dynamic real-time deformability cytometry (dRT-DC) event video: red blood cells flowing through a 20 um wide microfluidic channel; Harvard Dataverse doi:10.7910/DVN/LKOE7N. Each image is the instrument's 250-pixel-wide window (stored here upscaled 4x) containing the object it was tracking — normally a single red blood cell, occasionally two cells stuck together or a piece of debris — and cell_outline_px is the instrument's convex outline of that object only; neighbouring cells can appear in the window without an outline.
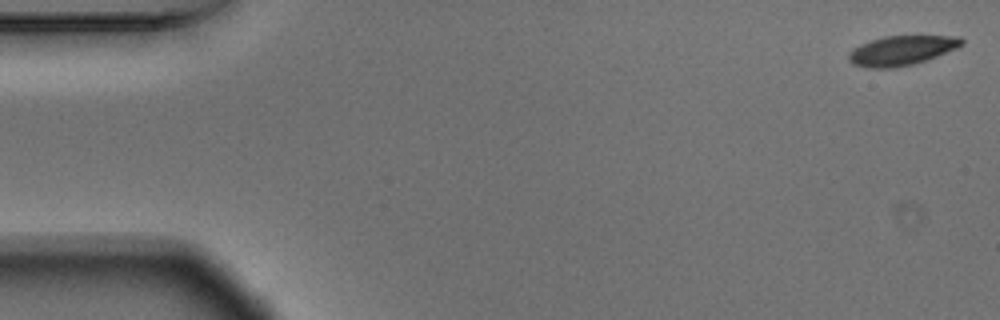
{"species": "Egyptian fruit bat (a non-hibernating species)", "species_latin": "Rousettus aegyptiacus", "temperature_condition": "warm", "stored_images_in_passage": 54, "camera_frame_rate_fps": 3000, "um_per_image_px": 0.085, "animal": {"sex": "male"}, "frame": {"image": 1, "passage_image": 1, "time_ms": 0.0, "image_size_px": [1000, 320], "cell_outline_px": [[964, 44], [956, 48], [936, 56], [912, 64], [896, 68], [868, 68], [852, 64], [848, 60], [848, 52], [852, 48], [860, 44], [884, 36], [960, 36], [964, 40]], "centroid_in_image_um": [76.59, 4.29], "position_along_channel_um": 8.4, "area_um2": 19.48}}
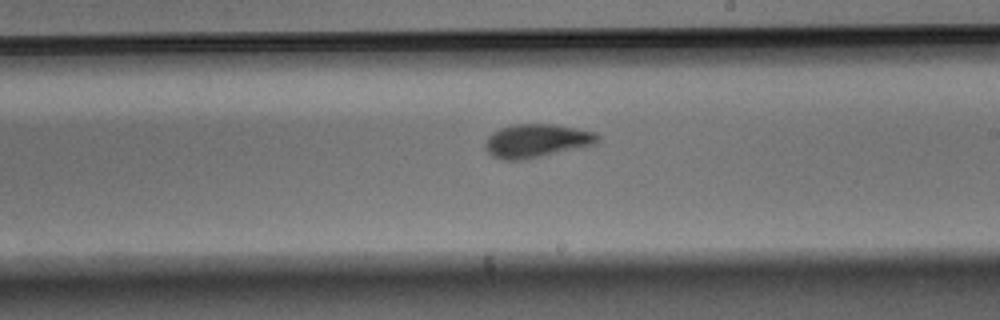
{"frame": {"image": 2, "passage_image": 31, "time_ms": 10.0, "image_size_px": [1000, 320], "cell_outline_px": [[600, 136], [596, 144], [524, 160], [504, 160], [492, 156], [484, 148], [484, 144], [488, 136], [492, 132], [500, 128], [516, 124], [556, 124], [596, 132]], "centroid_in_image_um": [45.6, 11.96], "position_along_channel_um": 243.4, "area_um2": 22.02}}
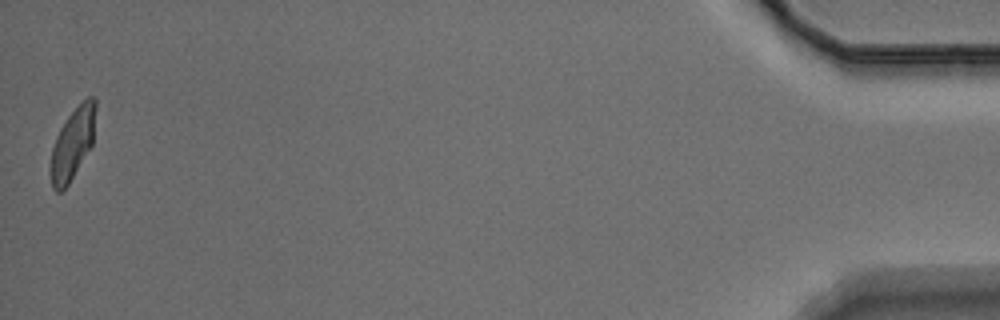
{"frame": {"image": 3, "passage_image": 54, "time_ms": 17.667, "image_size_px": [1000, 320], "cell_outline_px": [[96, 108], [92, 144], [68, 184], [60, 192], [56, 192], [52, 188], [48, 168], [52, 148], [56, 136], [60, 128], [68, 116], [88, 96], [92, 96], [96, 100]], "centroid_in_image_um": [6.13, 12.24], "position_along_channel_um": 429.1, "area_um2": 18.67}, "authors_computed_cell_mechanics": {"area_um2": 20.4901, "velocity_mm_per_s": 3.6775, "shape_relaxation_time_tau1_ms": 3.5321, "shape_relaxation_time_tau2_ms": 1.2037, "deformation_change_tau1": 0.1658, "deformation_change_tau2": 0.077}}